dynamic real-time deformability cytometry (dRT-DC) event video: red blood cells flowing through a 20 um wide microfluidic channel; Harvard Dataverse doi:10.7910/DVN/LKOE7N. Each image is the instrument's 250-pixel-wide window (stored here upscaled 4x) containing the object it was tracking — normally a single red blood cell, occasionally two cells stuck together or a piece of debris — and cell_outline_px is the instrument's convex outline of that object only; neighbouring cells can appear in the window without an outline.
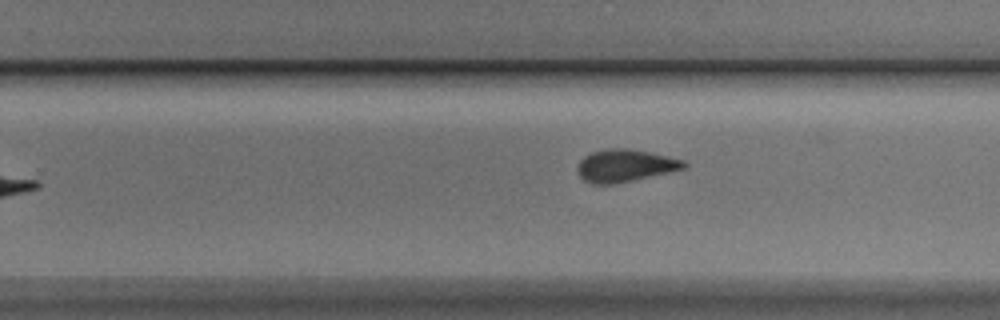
{"species": "Egyptian fruit bat (a non-hibernating species)", "species_latin": "Rousettus aegyptiacus", "temperature_condition": "cold", "stored_images_in_passage": 10, "camera_frame_rate_fps": 3000, "um_per_image_px": 0.085, "animal": {"sex": "male"}, "frame": {"image": 1, "passage_image": 10, "time_ms": 10.667, "image_size_px": [1000, 320], "cell_outline_px": [[688, 164], [684, 168], [668, 172], [632, 180], [612, 184], [592, 184], [584, 180], [580, 176], [576, 168], [580, 160], [584, 156], [592, 152], [616, 148], [624, 148], [648, 152], [684, 160]], "centroid_in_image_um": [53.1, 14.08], "position_along_channel_um": 276.7, "area_um2": 19.71}}